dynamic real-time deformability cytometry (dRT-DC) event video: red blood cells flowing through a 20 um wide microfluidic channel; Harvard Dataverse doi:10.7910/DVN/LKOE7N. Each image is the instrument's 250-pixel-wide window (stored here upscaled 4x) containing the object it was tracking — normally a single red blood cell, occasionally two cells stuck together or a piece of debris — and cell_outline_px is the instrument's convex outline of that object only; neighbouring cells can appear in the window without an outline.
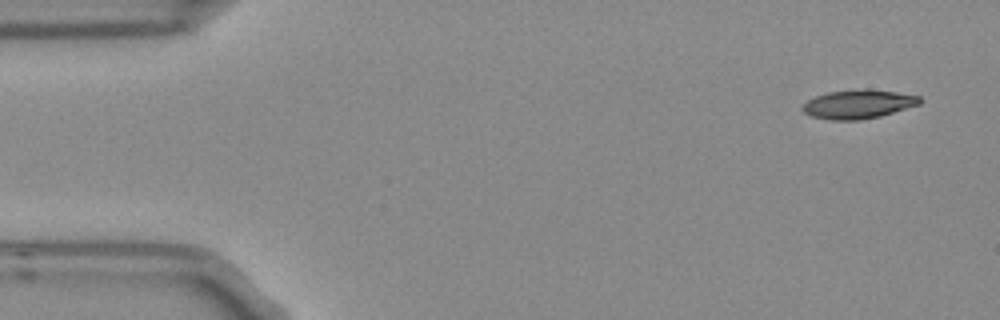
{"species": "Egyptian fruit bat (a non-hibernating species)", "species_latin": "Rousettus aegyptiacus", "temperature_condition": "room temperature", "stored_images_in_passage": 5, "camera_frame_rate_fps": 3000, "um_per_image_px": 0.085, "frame": {"image": 1, "passage_image": 1, "time_ms": 0.0, "image_size_px": [1000, 320], "cell_outline_px": [[924, 100], [920, 104], [880, 116], [860, 120], [832, 120], [812, 116], [804, 112], [800, 108], [808, 100], [816, 96], [828, 92], [896, 92], [920, 96]], "centroid_in_image_um": [72.95, 8.91], "position_along_channel_um": 12.0, "area_um2": 18.73}}
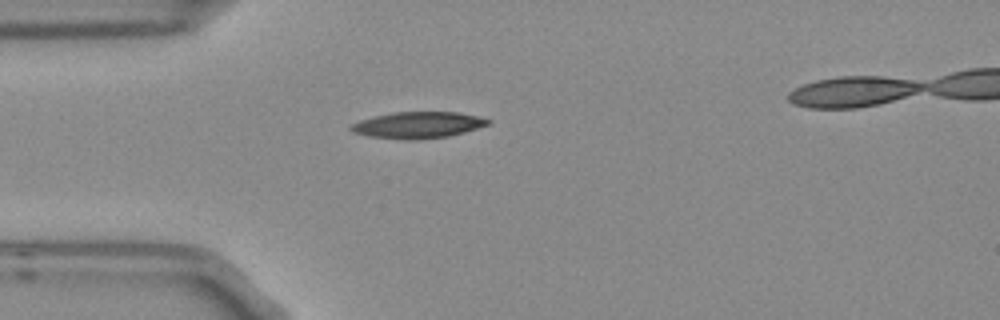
{"frame": {"image": 2, "passage_image": 4, "time_ms": 1.0, "image_size_px": [1000, 320], "cell_outline_px": [[492, 120], [488, 124], [464, 132], [448, 136], [420, 140], [408, 140], [368, 136], [352, 132], [348, 128], [352, 124], [360, 120], [392, 112], [460, 112]], "centroid_in_image_um": [35.5, 10.63], "position_along_channel_um": 49.5, "area_um2": 21.04}}